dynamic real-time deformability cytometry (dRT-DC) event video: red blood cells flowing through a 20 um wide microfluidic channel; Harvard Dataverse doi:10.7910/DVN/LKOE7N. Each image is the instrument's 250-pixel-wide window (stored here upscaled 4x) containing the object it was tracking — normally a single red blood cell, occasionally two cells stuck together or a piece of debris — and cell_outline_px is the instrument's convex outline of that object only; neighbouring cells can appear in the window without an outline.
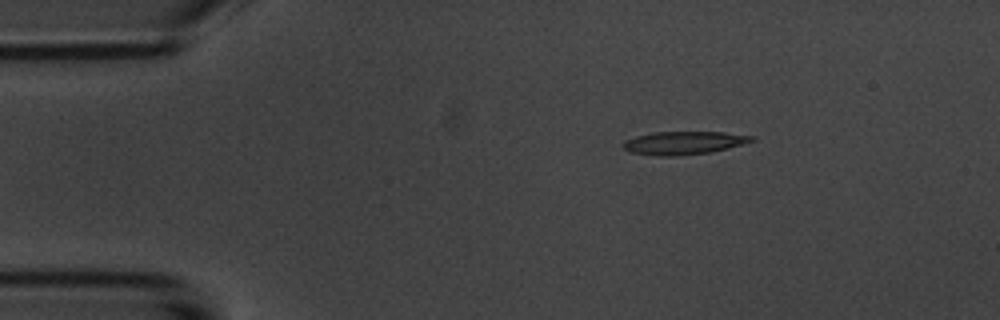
{"species": "common noctule bat (a hibernating species)", "species_latin": "Nyctalus noctula", "temperature_condition": "room temperature", "stored_images_in_passage": 4, "segment_of_instrument_passage": [1, 2], "camera_frame_rate_fps": 3000, "um_per_image_px": 0.085, "animal": {"sex": "male", "body_mass_g": 20.1, "forearm_length_mm": 53.5}, "frame": {"image": 1, "passage_image": 1, "time_ms": 0.0, "image_size_px": [1000, 320], "cell_outline_px": [[756, 140], [728, 148], [708, 152], [672, 156], [660, 156], [632, 152], [624, 148], [624, 140], [636, 136], [652, 132], [724, 132], [756, 136]], "centroid_in_image_um": [58.15, 12.13], "position_along_channel_um": 26.8, "area_um2": 17.11}}